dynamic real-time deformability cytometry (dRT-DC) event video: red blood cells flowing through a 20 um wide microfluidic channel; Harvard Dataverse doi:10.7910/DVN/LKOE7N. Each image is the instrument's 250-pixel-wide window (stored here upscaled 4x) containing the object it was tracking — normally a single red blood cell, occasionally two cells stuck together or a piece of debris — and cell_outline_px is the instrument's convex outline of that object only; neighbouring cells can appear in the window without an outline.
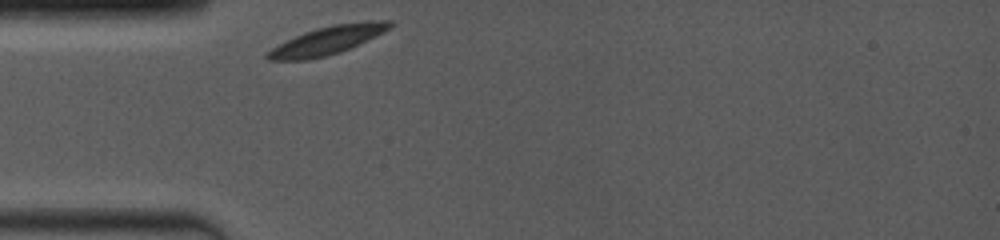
{"species": "common noctule bat (a hibernating species)", "species_latin": "Nyctalus noctula", "temperature_condition": "room temperature", "stored_images_in_passage": 39, "camera_frame_rate_fps": 4000, "um_per_image_px": 0.085, "animal": {"sex": "female", "body_mass_g": 19.0, "forearm_length_mm": 53.3}, "frame": {"image": 1, "passage_image": 1, "time_ms": 0.0, "image_size_px": [1000, 240], "cell_outline_px": [[396, 24], [392, 28], [352, 48], [328, 56], [304, 60], [268, 60], [264, 56], [264, 52], [304, 32], [316, 28], [336, 24], [368, 20], [392, 20]], "centroid_in_image_um": [27.9, 3.42], "position_along_channel_um": 57.1, "area_um2": 20.4}}
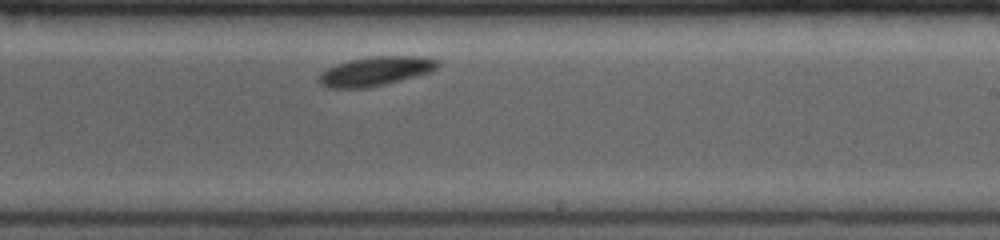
{"frame": {"image": 2, "passage_image": 23, "time_ms": 5.5, "image_size_px": [1000, 240], "cell_outline_px": [[440, 64], [436, 68], [428, 72], [384, 84], [364, 88], [328, 88], [320, 84], [316, 80], [320, 72], [336, 64], [352, 60], [372, 56], [420, 56], [440, 60]], "centroid_in_image_um": [31.87, 6.05], "position_along_channel_um": 257.1, "area_um2": 20.0}}
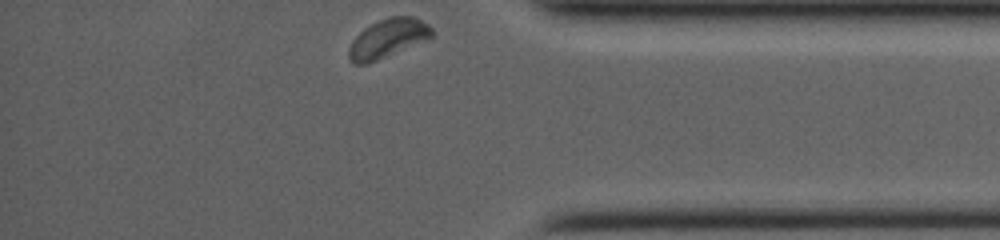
{"frame": {"image": 3, "passage_image": 39, "time_ms": 9.5, "image_size_px": [1000, 240], "cell_outline_px": [[432, 36], [428, 40], [368, 64], [356, 64], [348, 60], [348, 48], [352, 40], [364, 28], [388, 16], [412, 16], [428, 24], [432, 28]], "centroid_in_image_um": [32.95, 3.28], "position_along_channel_um": 402.2, "area_um2": 18.9}, "authors_computed_cell_mechanics": {"area_um2": 19.5364, "velocity_mm_per_s": 3.7293, "shape_relaxation_time_tau1_ms": 0.4182, "shape_relaxation_time_tau2_ms": null, "deformation_change_tau1": 0.0608, "deformation_change_tau2": null}}